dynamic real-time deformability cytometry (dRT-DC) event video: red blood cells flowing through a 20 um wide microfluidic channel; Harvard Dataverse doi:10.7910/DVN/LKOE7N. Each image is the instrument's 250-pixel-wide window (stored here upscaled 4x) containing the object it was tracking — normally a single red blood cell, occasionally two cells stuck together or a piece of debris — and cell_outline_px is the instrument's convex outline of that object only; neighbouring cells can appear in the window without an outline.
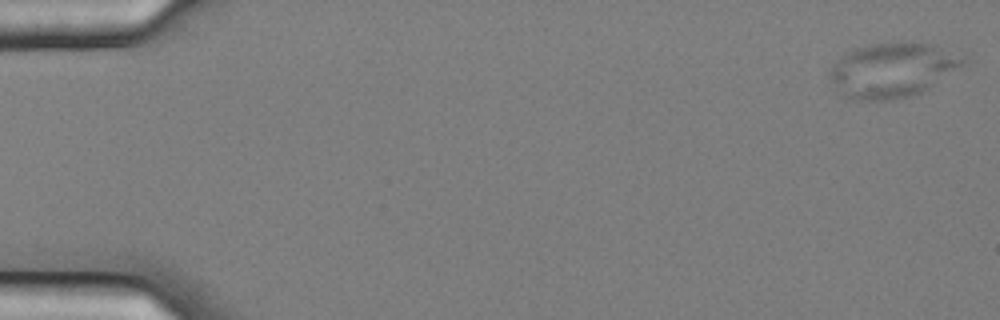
{"species": "common noctule bat (a hibernating species)", "species_latin": "Nyctalus noctula", "temperature_condition": "cold", "stored_images_in_passage": 42, "camera_frame_rate_fps": 3000, "um_per_image_px": 0.085, "animal": {"sex": "female", "body_mass_g": 25.1}, "frame": {"image": 1, "passage_image": 1, "time_ms": 0.0, "image_size_px": [1000, 320], "cell_outline_px": [[964, 64], [928, 88], [920, 92], [908, 96], [888, 100], [852, 100], [828, 76], [828, 68], [836, 60], [852, 48], [868, 44], [900, 40], [908, 40], [928, 44], [964, 56]], "centroid_in_image_um": [75.81, 5.9], "position_along_channel_um": 9.2, "area_um2": 42.19}}
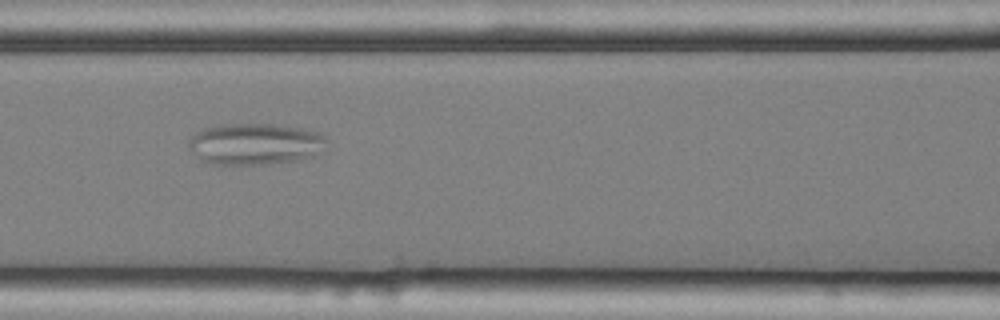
{"frame": {"image": 2, "passage_image": 25, "time_ms": 8.0, "image_size_px": [1000, 320], "cell_outline_px": [[328, 140], [324, 152], [312, 156], [296, 160], [268, 164], [212, 164], [200, 160], [188, 148], [188, 140], [200, 128], [220, 124], [272, 124], [300, 128], [316, 132], [324, 136]], "centroid_in_image_um": [21.66, 12.23], "position_along_channel_um": 144.9, "area_um2": 33.7}}
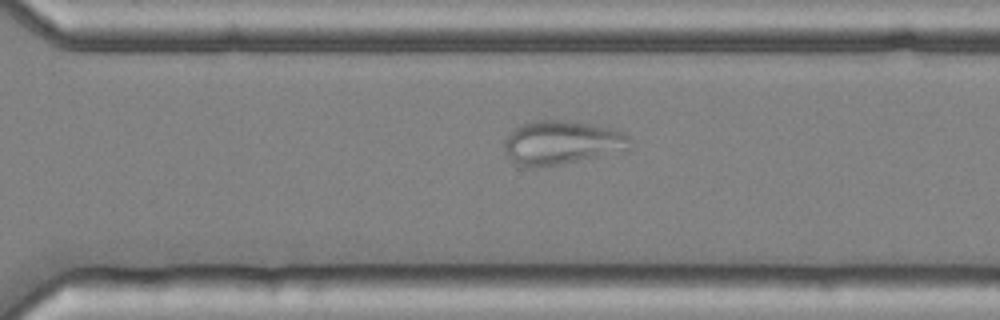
{"frame": {"image": 3, "passage_image": 40, "time_ms": 13.0, "image_size_px": [1000, 320], "cell_outline_px": [[632, 148], [600, 156], [560, 164], [532, 168], [512, 164], [504, 148], [504, 140], [520, 124], [532, 120], [568, 120], [592, 124], [624, 132], [632, 140]], "centroid_in_image_um": [47.74, 12.12], "position_along_channel_um": 322.9, "area_um2": 32.31}}